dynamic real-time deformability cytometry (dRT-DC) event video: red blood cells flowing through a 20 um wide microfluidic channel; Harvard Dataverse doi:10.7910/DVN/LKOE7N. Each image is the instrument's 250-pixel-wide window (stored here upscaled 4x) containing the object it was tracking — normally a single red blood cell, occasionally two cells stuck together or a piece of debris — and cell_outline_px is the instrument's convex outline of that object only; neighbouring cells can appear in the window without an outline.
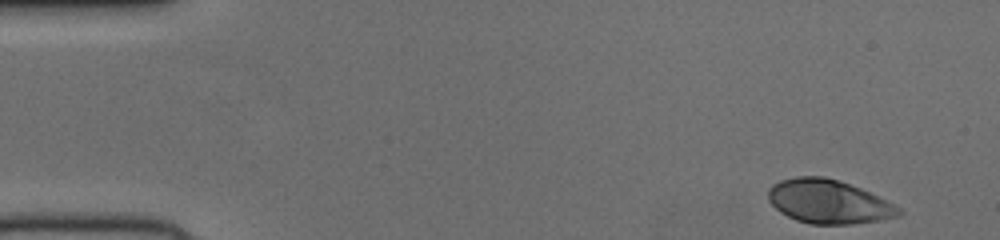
{"species": "human", "species_latin": "Homo sapiens", "temperature_condition": "cold", "stored_images_in_passage": 49, "camera_frame_rate_fps": 3000, "um_per_image_px": 0.085, "donor": {"sex": "female"}, "frame": {"image": 1, "passage_image": 1, "time_ms": 0.0, "image_size_px": [1000, 240], "cell_outline_px": [[904, 212], [900, 216], [880, 220], [852, 224], [812, 224], [796, 220], [780, 212], [768, 200], [768, 188], [772, 184], [780, 180], [796, 176], [824, 176], [860, 188], [900, 208]], "centroid_in_image_um": [70.39, 17.14], "position_along_channel_um": 14.6, "area_um2": 33.12}}
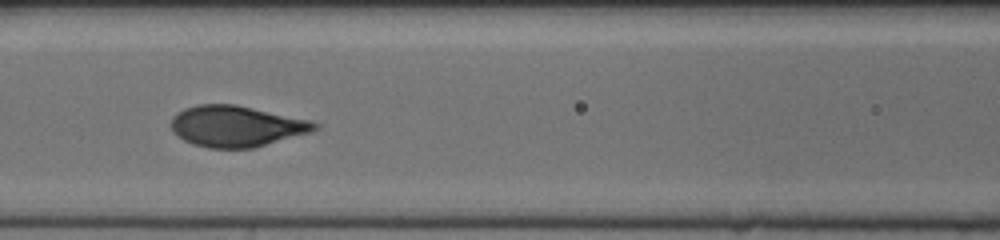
{"frame": {"image": 2, "passage_image": 20, "time_ms": 6.333, "image_size_px": [1000, 240], "cell_outline_px": [[320, 128], [312, 132], [252, 148], [208, 148], [192, 144], [184, 140], [172, 132], [172, 116], [176, 112], [184, 108], [196, 104], [236, 104], [312, 120], [320, 124]], "centroid_in_image_um": [20.11, 10.72], "position_along_channel_um": 146.5, "area_um2": 34.68}}
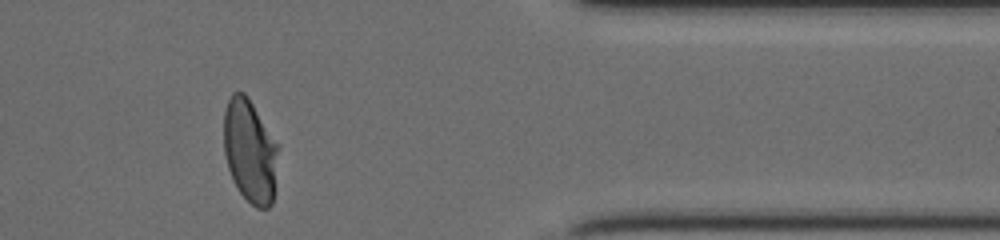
{"frame": {"image": 3, "passage_image": 40, "time_ms": 13.0, "image_size_px": [1000, 240], "cell_outline_px": [[280, 144], [272, 204], [268, 208], [256, 208], [236, 188], [232, 180], [228, 168], [224, 152], [224, 112], [228, 100], [232, 92], [244, 92], [248, 96]], "centroid_in_image_um": [21.27, 12.81], "position_along_channel_um": 390.1, "area_um2": 33.35}}